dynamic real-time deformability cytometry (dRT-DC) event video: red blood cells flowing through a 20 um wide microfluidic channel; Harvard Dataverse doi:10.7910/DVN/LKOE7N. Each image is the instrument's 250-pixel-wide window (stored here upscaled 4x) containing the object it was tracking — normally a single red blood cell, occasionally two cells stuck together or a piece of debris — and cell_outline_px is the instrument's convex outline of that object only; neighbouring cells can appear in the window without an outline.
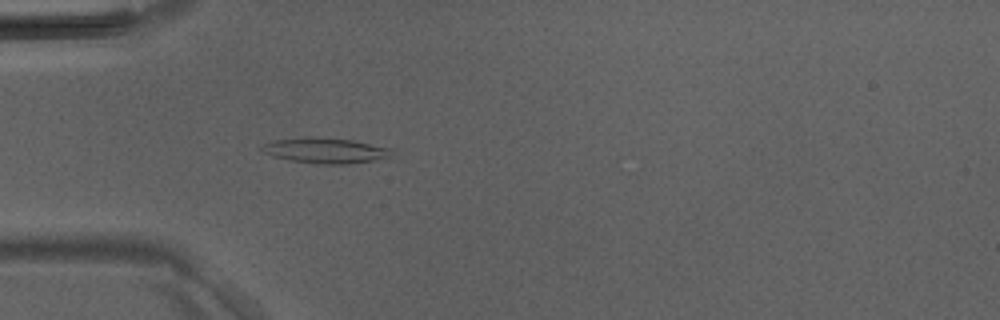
{"species": "Egyptian fruit bat (a non-hibernating species)", "species_latin": "Rousettus aegyptiacus", "temperature_condition": "room temperature", "stored_images_in_passage": 35, "camera_frame_rate_fps": 3000, "um_per_image_px": 0.085, "animal": {"sex": "male"}, "frame": {"image": 1, "passage_image": 4, "time_ms": 1.0, "image_size_px": [1000, 320], "cell_outline_px": [[392, 148], [388, 156], [372, 160], [348, 164], [320, 164], [288, 160], [272, 156], [264, 152], [260, 148], [264, 144], [272, 140], [304, 136], [312, 136], [352, 140]], "centroid_in_image_um": [27.57, 12.78], "position_along_channel_um": 57.4, "area_um2": 19.19}}
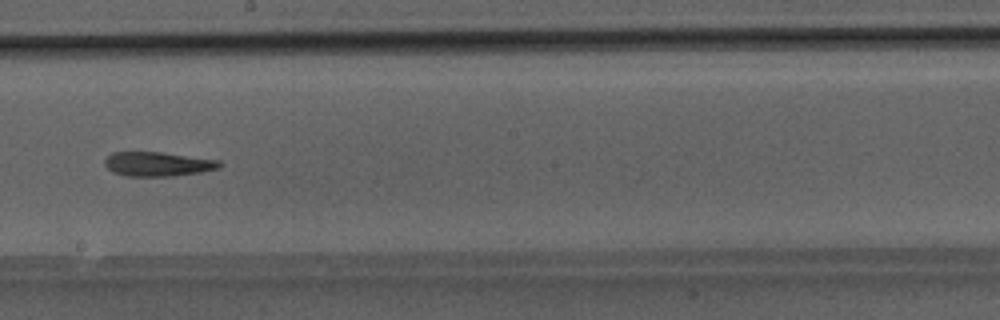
{"frame": {"image": 2, "passage_image": 16, "time_ms": 5.0, "image_size_px": [1000, 320], "cell_outline_px": [[224, 164], [220, 168], [200, 172], [172, 176], [128, 176], [112, 172], [104, 164], [104, 160], [112, 152], [160, 152], [220, 160]], "centroid_in_image_um": [13.43, 13.94], "position_along_channel_um": 234.8, "area_um2": 16.3}}
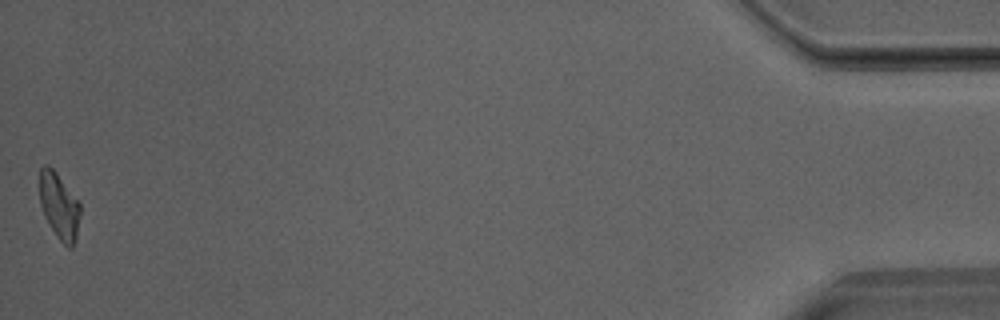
{"frame": {"image": 3, "passage_image": 35, "time_ms": 11.333, "image_size_px": [1000, 320], "cell_outline_px": [[80, 212], [76, 240], [72, 248], [68, 248], [56, 236], [48, 224], [44, 216], [40, 204], [40, 168], [44, 164], [48, 164], [56, 172], [80, 204]], "centroid_in_image_um": [5.02, 17.53], "position_along_channel_um": 430.2, "area_um2": 15.61}}